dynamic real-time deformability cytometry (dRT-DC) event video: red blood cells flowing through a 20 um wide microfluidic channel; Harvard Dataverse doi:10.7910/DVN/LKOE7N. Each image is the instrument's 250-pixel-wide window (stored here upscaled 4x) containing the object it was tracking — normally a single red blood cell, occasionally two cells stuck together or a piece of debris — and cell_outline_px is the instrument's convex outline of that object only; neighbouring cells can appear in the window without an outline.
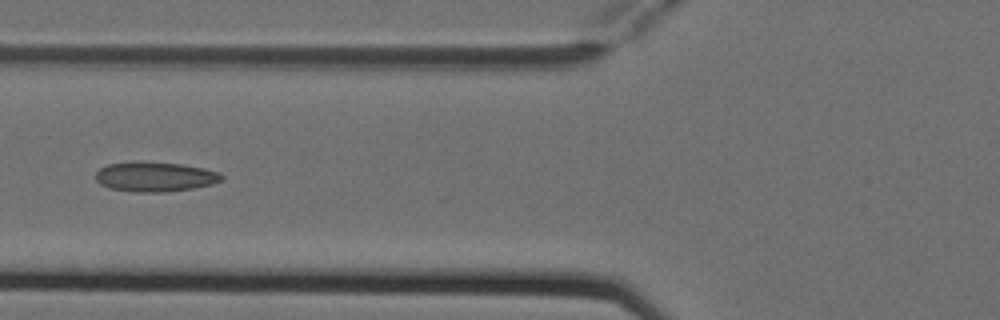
{"species": "Egyptian fruit bat (a non-hibernating species)", "species_latin": "Rousettus aegyptiacus", "temperature_condition": "cold", "stored_images_in_passage": 7, "camera_frame_rate_fps": 3000, "um_per_image_px": 0.085, "animal": {"sex": "female"}, "frame": {"image": 1, "passage_image": 6, "time_ms": 1.667, "image_size_px": [1000, 320], "cell_outline_px": [[224, 180], [212, 184], [192, 188], [164, 192], [136, 192], [108, 188], [100, 184], [96, 180], [96, 172], [100, 168], [108, 164], [180, 164], [204, 168], [220, 172], [224, 176]], "centroid_in_image_um": [13.23, 15.07], "position_along_channel_um": 112.6, "area_um2": 21.1}}
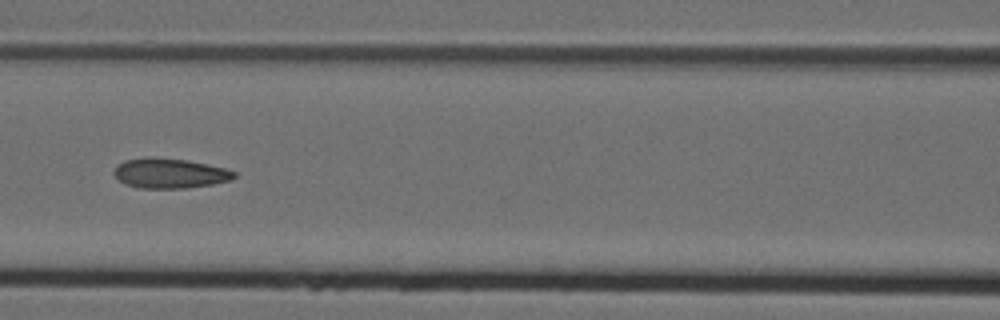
{"frame": {"image": 2, "passage_image": 7, "time_ms": 2.0, "image_size_px": [1000, 320], "cell_outline_px": [[236, 176], [232, 180], [212, 184], [184, 188], [136, 188], [124, 184], [112, 172], [116, 164], [124, 160], [148, 156], [152, 156], [188, 160], [208, 164], [224, 168], [236, 172]], "centroid_in_image_um": [14.39, 14.71], "position_along_channel_um": 152.2, "area_um2": 21.27}}